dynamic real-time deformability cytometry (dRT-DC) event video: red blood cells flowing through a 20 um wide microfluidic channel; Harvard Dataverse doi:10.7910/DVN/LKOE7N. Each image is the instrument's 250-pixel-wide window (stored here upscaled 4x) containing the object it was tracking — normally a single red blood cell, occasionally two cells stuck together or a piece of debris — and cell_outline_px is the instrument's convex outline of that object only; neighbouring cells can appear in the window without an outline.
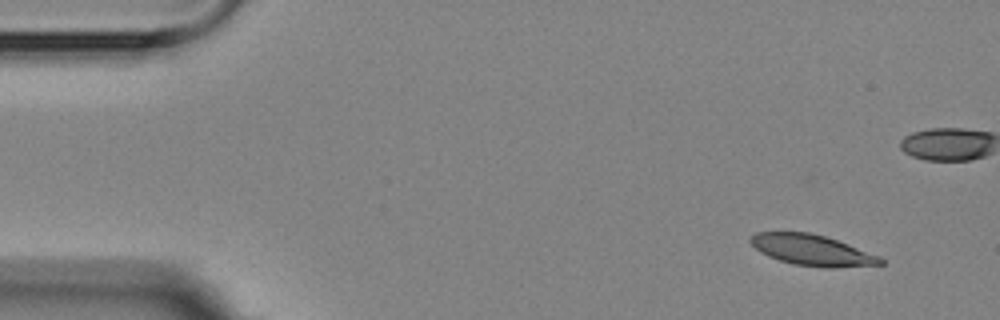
{"species": "Egyptian fruit bat (a non-hibernating species)", "species_latin": "Rousettus aegyptiacus", "temperature_condition": "room temperature", "stored_images_in_passage": 5, "camera_frame_rate_fps": 3000, "um_per_image_px": 0.085, "animal": {"sex": "female"}, "frame": {"image": 1, "passage_image": 1, "time_ms": 0.0, "image_size_px": [1000, 320], "cell_outline_px": [[884, 264], [832, 268], [824, 268], [792, 264], [768, 256], [760, 252], [748, 240], [756, 232], [808, 232], [824, 236], [836, 240], [880, 256], [884, 260]], "centroid_in_image_um": [69.02, 21.27], "position_along_channel_um": 16.0, "area_um2": 23.24}}
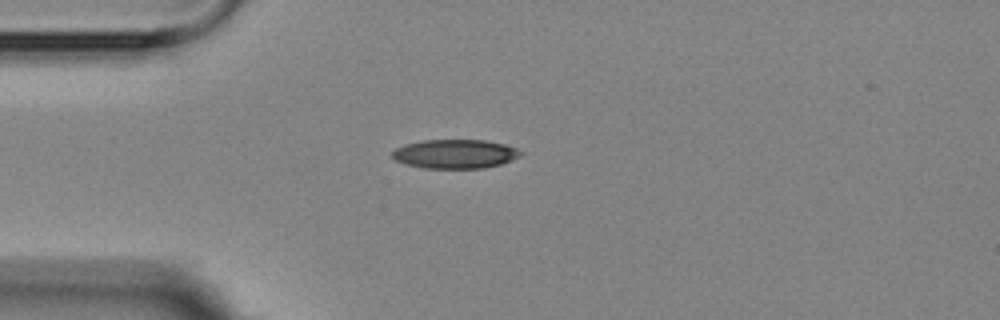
{"frame": {"image": 2, "passage_image": 5, "time_ms": 5.0, "image_size_px": [1000, 320], "cell_outline_px": [[520, 156], [500, 164], [484, 168], [424, 168], [408, 164], [396, 160], [392, 156], [392, 152], [396, 148], [408, 144], [424, 140], [484, 140], [504, 144], [516, 148], [520, 152]], "centroid_in_image_um": [38.68, 13.08], "position_along_channel_um": 46.3, "area_um2": 21.33}}